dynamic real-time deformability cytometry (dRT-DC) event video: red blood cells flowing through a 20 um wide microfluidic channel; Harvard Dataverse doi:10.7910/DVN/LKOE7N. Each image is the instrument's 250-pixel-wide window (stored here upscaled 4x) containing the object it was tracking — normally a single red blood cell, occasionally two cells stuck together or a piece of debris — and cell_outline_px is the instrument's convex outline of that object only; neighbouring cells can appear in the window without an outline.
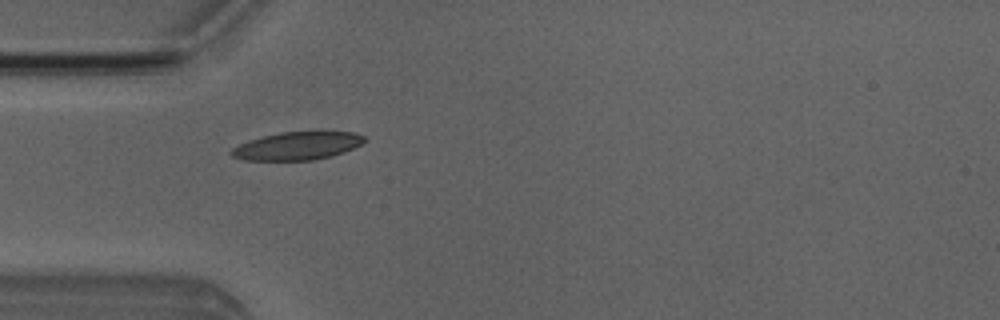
{"species": "Egyptian fruit bat (a non-hibernating species)", "species_latin": "Rousettus aegyptiacus", "temperature_condition": "room temperature", "stored_images_in_passage": 6, "camera_frame_rate_fps": 3000, "um_per_image_px": 0.085, "animal": {"sex": "male"}, "frame": {"image": 1, "passage_image": 4, "time_ms": 4.333, "image_size_px": [1000, 320], "cell_outline_px": [[368, 140], [344, 152], [332, 156], [312, 160], [244, 160], [232, 156], [228, 152], [232, 148], [248, 140], [280, 132], [356, 132], [364, 136]], "centroid_in_image_um": [25.26, 12.4], "position_along_channel_um": 59.7, "area_um2": 21.62}}